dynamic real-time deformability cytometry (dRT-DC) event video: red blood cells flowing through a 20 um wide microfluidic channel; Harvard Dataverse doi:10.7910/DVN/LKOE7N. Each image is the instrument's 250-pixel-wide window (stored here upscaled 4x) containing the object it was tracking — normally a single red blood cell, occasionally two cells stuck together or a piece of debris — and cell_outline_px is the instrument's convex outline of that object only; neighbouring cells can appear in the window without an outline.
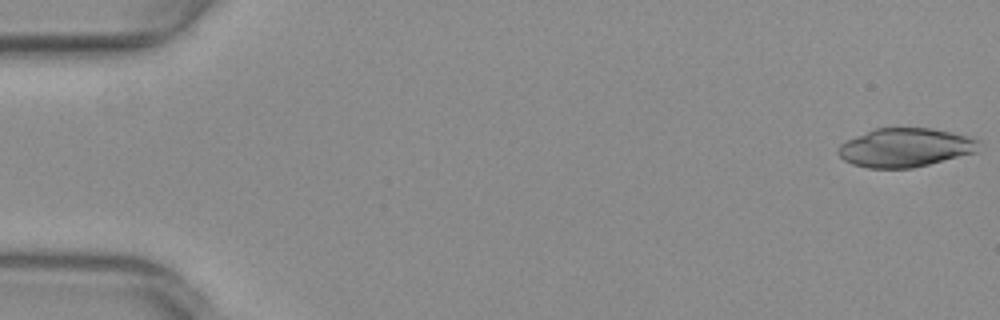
{"species": "common noctule bat (a hibernating species)", "species_latin": "Nyctalus noctula", "temperature_condition": "warm", "stored_images_in_passage": 48, "camera_frame_rate_fps": 3000, "um_per_image_px": 0.085, "animal": {"sex": "female", "body_mass_g": 29.2, "forearm_length_mm": 56.3}, "frame": {"image": 1, "passage_image": 1, "time_ms": 0.0, "image_size_px": [1000, 320], "cell_outline_px": [[980, 140], [976, 152], [912, 168], [868, 168], [852, 164], [844, 160], [836, 152], [836, 148], [840, 144], [848, 140], [876, 128], [932, 128], [972, 136]], "centroid_in_image_um": [76.95, 12.54], "position_along_channel_um": 8.0, "area_um2": 31.73}}